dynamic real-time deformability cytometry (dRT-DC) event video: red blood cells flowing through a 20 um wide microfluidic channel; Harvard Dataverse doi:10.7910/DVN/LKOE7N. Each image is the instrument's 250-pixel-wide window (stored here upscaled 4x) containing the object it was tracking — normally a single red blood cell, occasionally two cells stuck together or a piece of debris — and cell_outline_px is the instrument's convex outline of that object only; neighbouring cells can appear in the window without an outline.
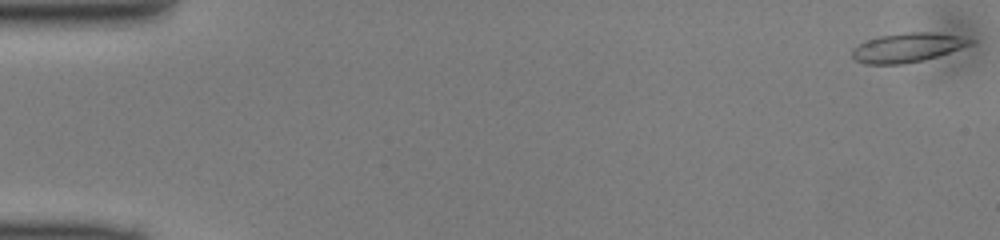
{"species": "common noctule bat (a hibernating species)", "species_latin": "Nyctalus noctula", "temperature_condition": "cold", "stored_images_in_passage": 49, "camera_frame_rate_fps": 3000, "um_per_image_px": 0.085, "animal": {"sex": "male", "body_mass_g": 13.0, "forearm_length_mm": 53.1}, "frame": {"image": 1, "passage_image": 1, "time_ms": 0.0, "image_size_px": [1000, 240], "cell_outline_px": [[976, 40], [972, 44], [924, 60], [904, 64], [864, 64], [856, 60], [852, 56], [852, 48], [868, 40], [880, 36], [904, 32], [932, 32], [960, 36]], "centroid_in_image_um": [77.12, 4.04], "position_along_channel_um": 7.9, "area_um2": 19.94}}
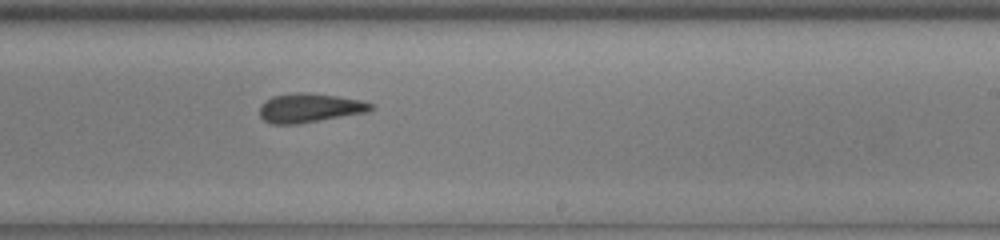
{"frame": {"image": 2, "passage_image": 30, "time_ms": 9.667, "image_size_px": [1000, 240], "cell_outline_px": [[372, 108], [368, 112], [296, 124], [272, 124], [264, 120], [260, 116], [260, 104], [264, 100], [272, 96], [296, 92], [304, 92], [336, 96], [360, 100], [372, 104]], "centroid_in_image_um": [26.26, 9.17], "position_along_channel_um": 262.7, "area_um2": 18.73}}
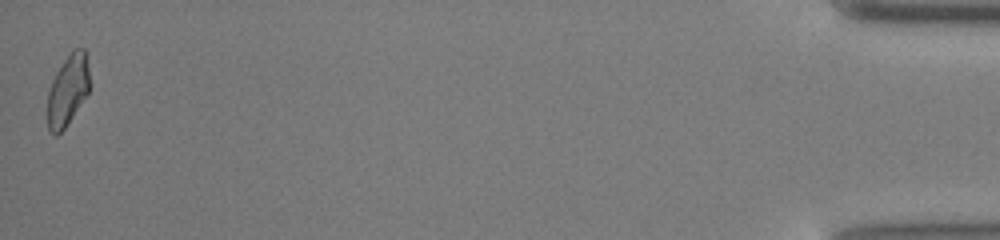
{"frame": {"image": 3, "passage_image": 49, "time_ms": 16.0, "image_size_px": [1000, 240], "cell_outline_px": [[88, 92], [64, 128], [56, 136], [48, 128], [48, 92], [52, 80], [56, 72], [72, 48], [84, 48], [88, 52]], "centroid_in_image_um": [5.76, 7.59], "position_along_channel_um": 429.4, "area_um2": 17.11}}